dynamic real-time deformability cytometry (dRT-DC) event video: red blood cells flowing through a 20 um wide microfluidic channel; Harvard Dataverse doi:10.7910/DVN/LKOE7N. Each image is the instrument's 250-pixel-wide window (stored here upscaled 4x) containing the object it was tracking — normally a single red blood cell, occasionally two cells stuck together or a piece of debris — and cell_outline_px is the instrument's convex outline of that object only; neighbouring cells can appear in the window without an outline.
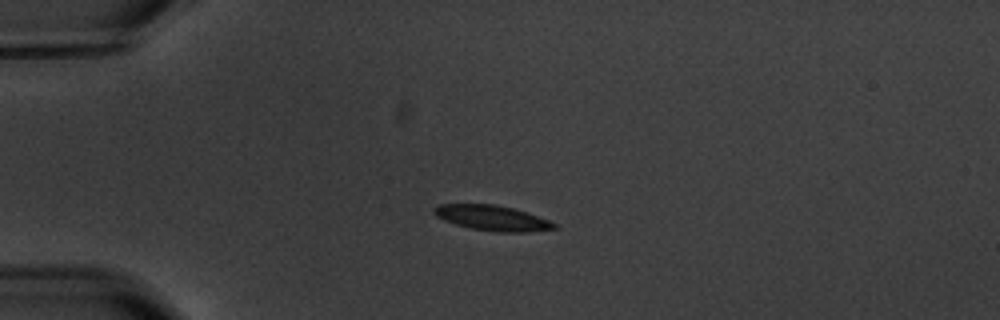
{"species": "common noctule bat (a hibernating species)", "species_latin": "Nyctalus noctula", "temperature_condition": "warm", "stored_images_in_passage": 8, "camera_frame_rate_fps": 3000, "um_per_image_px": 0.085, "animal": {"sex": "male", "body_mass_g": 20.1, "forearm_length_mm": 53.5}, "frame": {"image": 1, "passage_image": 4, "time_ms": 3.333, "image_size_px": [1000, 320], "cell_outline_px": [[560, 228], [528, 232], [496, 232], [472, 228], [456, 224], [444, 220], [436, 216], [432, 212], [432, 208], [440, 204], [492, 204], [512, 208], [528, 212], [548, 220], [556, 224]], "centroid_in_image_um": [41.85, 18.53], "position_along_channel_um": 43.1, "area_um2": 17.69}}
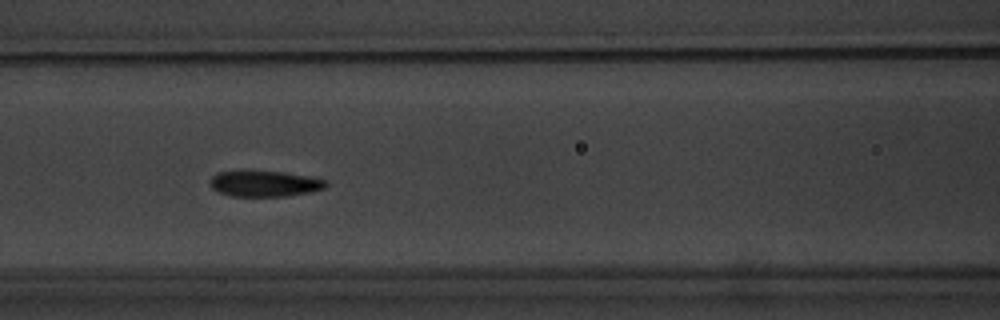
{"frame": {"image": 2, "passage_image": 7, "time_ms": 7.0, "image_size_px": [1000, 320], "cell_outline_px": [[328, 184], [324, 188], [308, 192], [284, 196], [232, 196], [220, 192], [212, 188], [212, 176], [216, 172], [240, 168], [244, 168], [284, 172], [308, 176], [328, 180]], "centroid_in_image_um": [22.45, 15.55], "position_along_channel_um": 144.1, "area_um2": 18.03}}
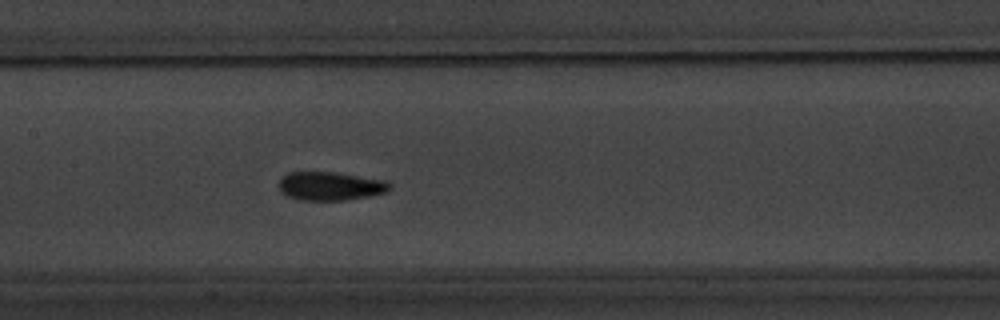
{"frame": {"image": 3, "passage_image": 8, "time_ms": 8.0, "image_size_px": [1000, 320], "cell_outline_px": [[392, 188], [388, 192], [368, 196], [344, 200], [300, 200], [288, 196], [280, 192], [276, 184], [280, 176], [288, 172], [332, 172], [384, 180], [392, 184]], "centroid_in_image_um": [28.02, 15.81], "position_along_channel_um": 179.4, "area_um2": 18.67}}